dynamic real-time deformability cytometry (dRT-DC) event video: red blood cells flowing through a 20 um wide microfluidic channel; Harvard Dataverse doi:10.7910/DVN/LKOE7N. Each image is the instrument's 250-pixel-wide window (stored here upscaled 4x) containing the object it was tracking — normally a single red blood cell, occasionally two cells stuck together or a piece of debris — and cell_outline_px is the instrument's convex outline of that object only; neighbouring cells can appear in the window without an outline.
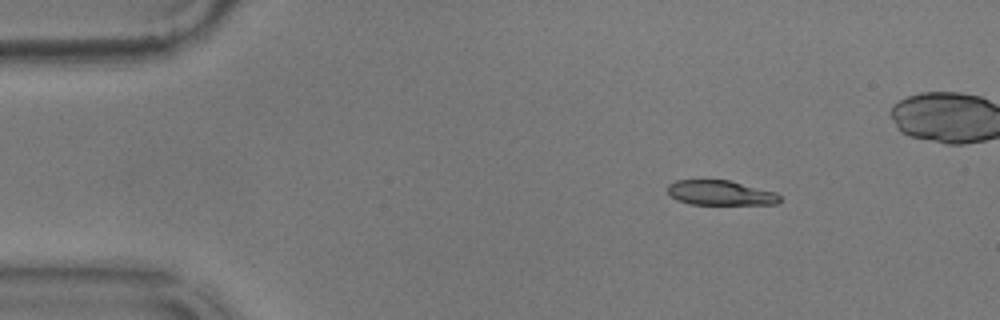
{"species": "common noctule bat (a hibernating species)", "species_latin": "Nyctalus noctula", "temperature_condition": "warm", "stored_images_in_passage": 51, "camera_frame_rate_fps": 3000, "um_per_image_px": 0.085, "animal": {"sex": "male", "body_mass_g": 17.9}, "frame": {"image": 1, "passage_image": 7, "time_ms": 2.0, "image_size_px": [1000, 320], "cell_outline_px": [[780, 204], [692, 204], [676, 200], [668, 192], [668, 184], [676, 180], [728, 180], [776, 192], [780, 196]], "centroid_in_image_um": [61.24, 16.39], "position_along_channel_um": 23.8, "area_um2": 16.13}}
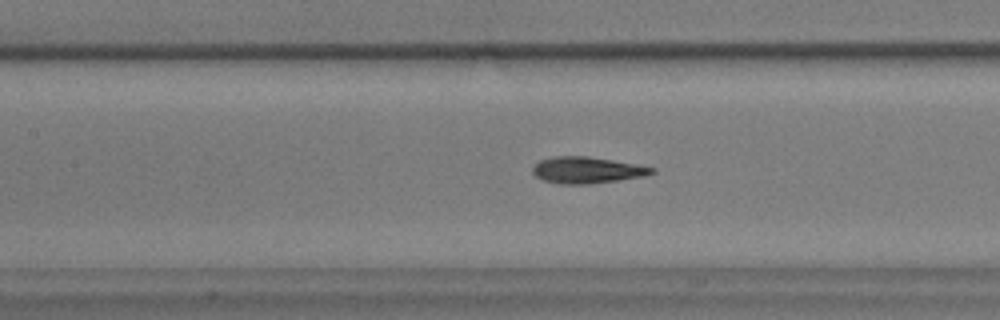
{"frame": {"image": 2, "passage_image": 24, "time_ms": 7.667, "image_size_px": [1000, 320], "cell_outline_px": [[656, 172], [644, 176], [620, 180], [588, 184], [560, 184], [544, 180], [536, 176], [532, 172], [532, 168], [540, 160], [556, 156], [588, 156], [636, 164], [656, 168]], "centroid_in_image_um": [49.91, 14.46], "position_along_channel_um": 157.5, "area_um2": 18.32}}
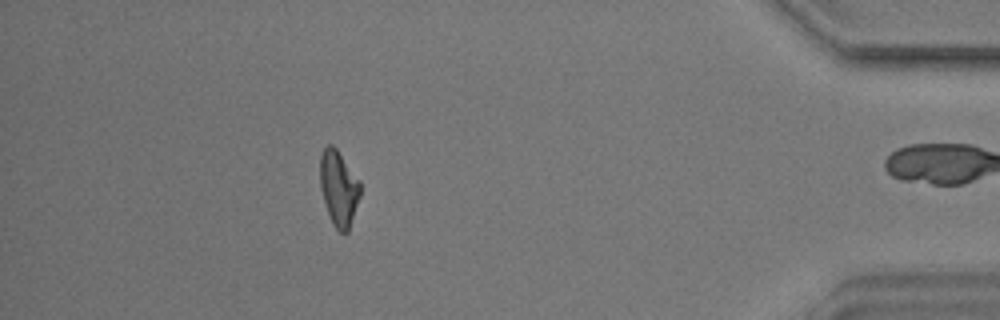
{"frame": {"image": 3, "passage_image": 49, "time_ms": 16.0, "image_size_px": [1000, 320], "cell_outline_px": [[360, 196], [348, 232], [340, 232], [332, 224], [324, 200], [320, 184], [320, 156], [324, 148], [328, 144], [332, 144], [336, 148], [360, 180]], "centroid_in_image_um": [28.8, 15.98], "position_along_channel_um": 406.4, "area_um2": 17.51}}